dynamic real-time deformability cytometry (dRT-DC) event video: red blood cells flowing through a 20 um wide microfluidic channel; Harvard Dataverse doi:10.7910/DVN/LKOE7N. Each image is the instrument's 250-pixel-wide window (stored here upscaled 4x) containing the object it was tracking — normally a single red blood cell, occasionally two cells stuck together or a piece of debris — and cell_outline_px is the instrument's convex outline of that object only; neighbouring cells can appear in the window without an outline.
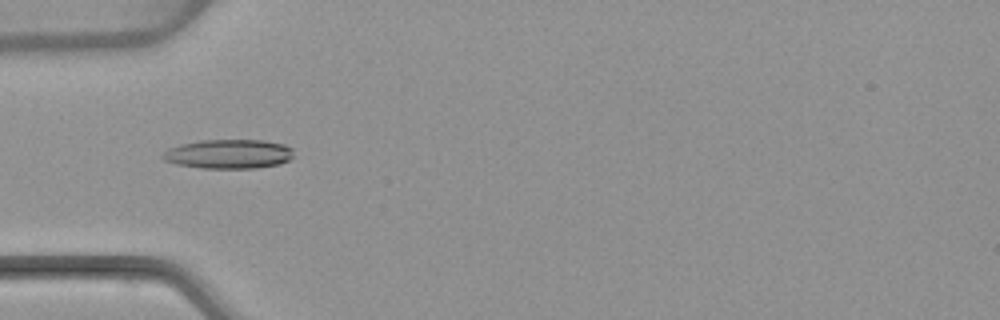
{"species": "common noctule bat (a hibernating species)", "species_latin": "Nyctalus noctula", "temperature_condition": "warm", "stored_images_in_passage": 32, "camera_frame_rate_fps": 3000, "um_per_image_px": 0.085, "animal": {"sex": "female", "body_mass_g": 22.7, "forearm_length_mm": 54.2}, "frame": {"image": 1, "passage_image": 3, "time_ms": 0.667, "image_size_px": [1000, 320], "cell_outline_px": [[292, 156], [288, 160], [280, 164], [256, 168], [200, 168], [176, 164], [164, 160], [160, 156], [168, 148], [180, 144], [200, 140], [264, 140], [284, 144], [292, 148]], "centroid_in_image_um": [19.41, 13.09], "position_along_channel_um": 65.6, "area_um2": 22.43}}
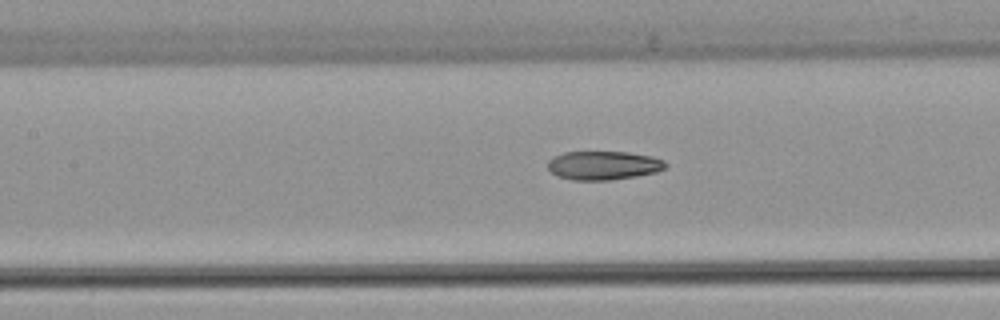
{"frame": {"image": 2, "passage_image": 10, "time_ms": 3.0, "image_size_px": [1000, 320], "cell_outline_px": [[668, 168], [656, 172], [636, 176], [608, 180], [572, 180], [556, 176], [548, 168], [548, 160], [552, 156], [564, 152], [628, 152], [652, 156], [664, 160], [668, 164]], "centroid_in_image_um": [51.3, 14.05], "position_along_channel_um": 156.1, "area_um2": 19.94}}
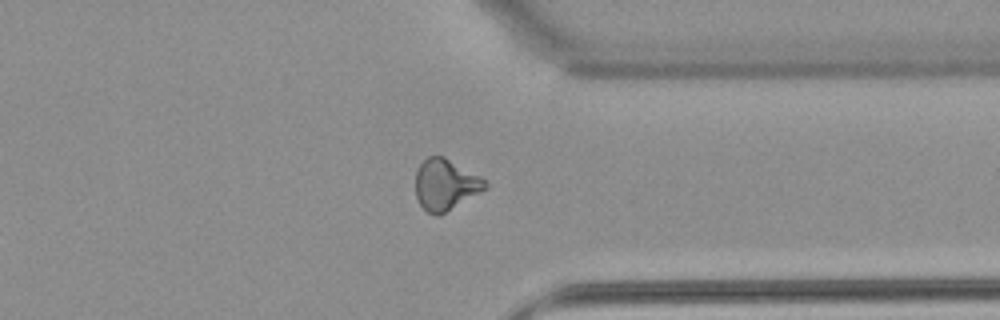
{"frame": {"image": 3, "passage_image": 27, "time_ms": 8.667, "image_size_px": [1000, 320], "cell_outline_px": [[488, 188], [440, 216], [436, 216], [428, 212], [420, 204], [416, 196], [416, 172], [420, 164], [428, 156], [444, 156], [480, 176], [488, 184]], "centroid_in_image_um": [37.87, 15.71], "position_along_channel_um": 373.5, "area_um2": 20.75}, "authors_computed_cell_mechanics": {"area_um2": 20.4323, "velocity_mm_per_s": 3.8962, "shape_relaxation_time_tau1_ms": 7.5813, "shape_relaxation_time_tau2_ms": 2.5069, "deformation_change_tau1": 0.2393, "deformation_change_tau2": 0.102}}